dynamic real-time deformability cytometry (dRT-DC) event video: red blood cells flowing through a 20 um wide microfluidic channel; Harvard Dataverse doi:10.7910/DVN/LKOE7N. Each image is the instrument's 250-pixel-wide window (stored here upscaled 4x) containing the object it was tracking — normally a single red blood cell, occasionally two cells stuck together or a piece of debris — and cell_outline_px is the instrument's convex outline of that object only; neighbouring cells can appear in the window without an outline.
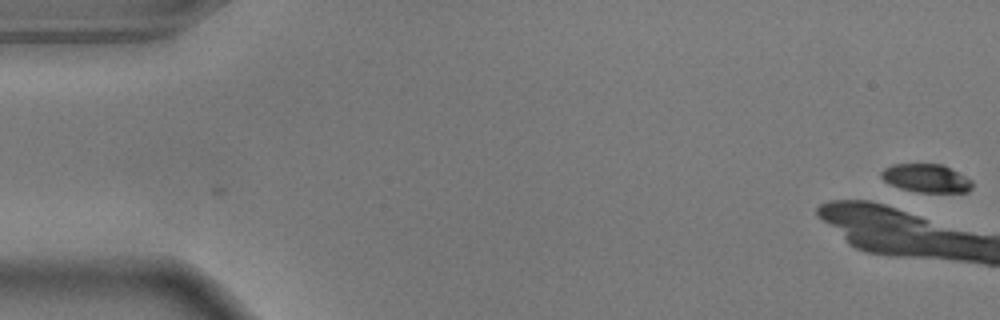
{"species": "common noctule bat (a hibernating species)", "species_latin": "Nyctalus noctula", "temperature_condition": "warm", "stored_images_in_passage": 2, "camera_frame_rate_fps": 3000, "um_per_image_px": 0.085, "animal": {"sex": "male", "body_mass_g": 17.9}, "frame": {"image": 1, "passage_image": 1, "time_ms": 0.0, "image_size_px": [1000, 320], "cell_outline_px": [[972, 188], [968, 192], [916, 192], [900, 188], [884, 180], [880, 176], [880, 172], [884, 168], [892, 164], [944, 164], [972, 180]], "centroid_in_image_um": [78.74, 15.14], "position_along_channel_um": 6.3, "area_um2": 15.09}}